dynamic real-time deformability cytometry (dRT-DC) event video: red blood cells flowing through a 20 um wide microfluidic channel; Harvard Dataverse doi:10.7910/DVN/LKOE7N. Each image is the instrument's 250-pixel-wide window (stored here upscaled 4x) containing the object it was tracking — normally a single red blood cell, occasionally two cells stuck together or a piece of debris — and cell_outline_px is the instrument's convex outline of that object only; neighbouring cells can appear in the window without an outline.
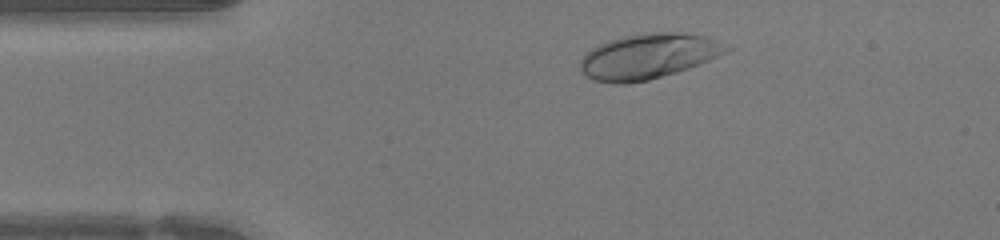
{"species": "human", "species_latin": "Homo sapiens", "temperature_condition": "warm", "stored_images_in_passage": 37, "camera_frame_rate_fps": 3000, "um_per_image_px": 0.085, "donor": {"sex": "female"}, "frame": {"image": 1, "passage_image": 4, "time_ms": 1.0, "image_size_px": [1000, 240], "cell_outline_px": [[732, 48], [728, 52], [688, 68], [676, 72], [648, 80], [628, 84], [612, 84], [596, 80], [580, 72], [580, 60], [592, 48], [608, 40], [624, 36], [644, 32], [680, 32], [704, 36]], "centroid_in_image_um": [55.07, 4.78], "position_along_channel_um": 29.9, "area_um2": 38.26}}
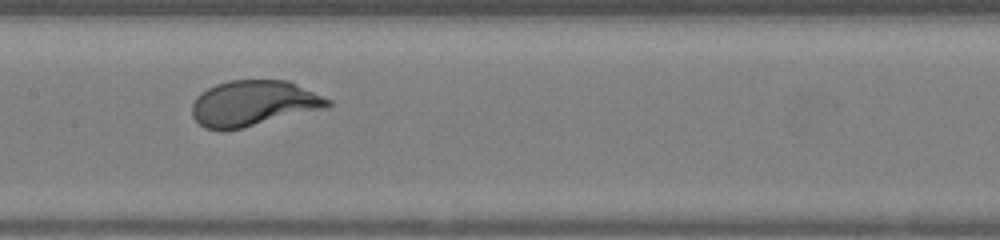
{"frame": {"image": 2, "passage_image": 18, "time_ms": 5.667, "image_size_px": [1000, 240], "cell_outline_px": [[332, 104], [328, 108], [240, 128], [220, 132], [204, 128], [192, 116], [192, 104], [196, 96], [200, 92], [216, 84], [228, 80], [288, 80], [332, 100]], "centroid_in_image_um": [21.53, 8.78], "position_along_channel_um": 185.9, "area_um2": 36.3}}
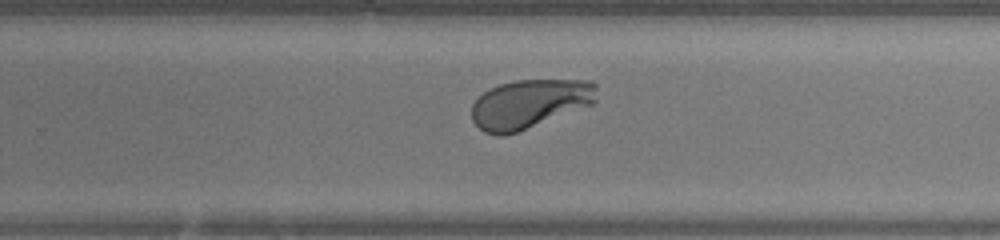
{"frame": {"image": 3, "passage_image": 25, "time_ms": 8.0, "image_size_px": [1000, 240], "cell_outline_px": [[596, 100], [592, 104], [516, 132], [504, 136], [496, 136], [484, 132], [472, 120], [472, 104], [484, 92], [500, 84], [516, 80], [592, 80], [596, 84]], "centroid_in_image_um": [45.0, 8.82], "position_along_channel_um": 284.8, "area_um2": 35.32}, "authors_computed_cell_mechanics": {"area_um2": 36.703, "velocity_mm_per_s": 4.2658, "shape_relaxation_time_tau1_ms": 1.5525, "shape_relaxation_time_tau2_ms": null, "deformation_change_tau1": 0.156, "deformation_change_tau2": null}}